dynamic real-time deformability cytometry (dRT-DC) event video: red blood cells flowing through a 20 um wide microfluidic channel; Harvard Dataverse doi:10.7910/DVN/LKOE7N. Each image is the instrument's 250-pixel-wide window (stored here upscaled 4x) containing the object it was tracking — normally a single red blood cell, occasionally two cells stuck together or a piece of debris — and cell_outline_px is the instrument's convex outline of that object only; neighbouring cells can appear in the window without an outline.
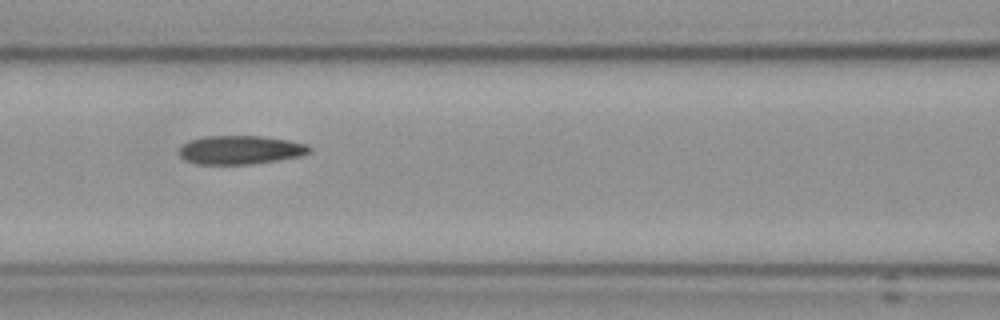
{"species": "Egyptian fruit bat (a non-hibernating species)", "species_latin": "Rousettus aegyptiacus", "temperature_condition": "cold", "stored_images_in_passage": 6, "camera_frame_rate_fps": 3000, "um_per_image_px": 0.085, "frame": {"image": 1, "passage_image": 5, "time_ms": 5.667, "image_size_px": [1000, 320], "cell_outline_px": [[312, 152], [300, 156], [252, 164], [196, 164], [184, 160], [176, 152], [180, 144], [188, 140], [204, 136], [264, 136], [288, 140], [308, 144], [312, 148]], "centroid_in_image_um": [20.38, 12.73], "position_along_channel_um": 146.2, "area_um2": 22.2}}